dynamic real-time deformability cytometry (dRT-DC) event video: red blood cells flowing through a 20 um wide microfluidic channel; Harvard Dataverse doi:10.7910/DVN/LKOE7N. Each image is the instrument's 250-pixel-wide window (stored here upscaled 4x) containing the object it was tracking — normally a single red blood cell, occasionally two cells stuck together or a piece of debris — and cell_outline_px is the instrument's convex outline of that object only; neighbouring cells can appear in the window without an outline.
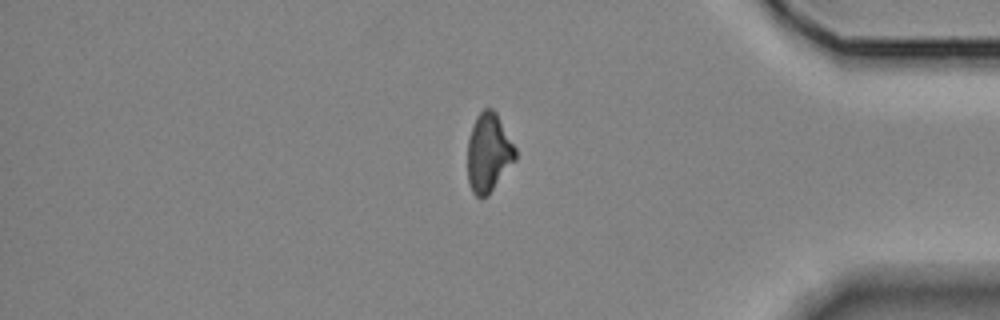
{"species": "Egyptian fruit bat (a non-hibernating species)", "species_latin": "Rousettus aegyptiacus", "temperature_condition": "room temperature", "stored_images_in_passage": 16, "segment_of_instrument_passage": [2, 2], "camera_frame_rate_fps": 3000, "um_per_image_px": 0.085, "animal": {"sex": "female"}, "frame": {"image": 1, "passage_image": 16, "time_ms": 19.0, "image_size_px": [1000, 320], "cell_outline_px": [[516, 160], [488, 196], [480, 200], [472, 192], [468, 184], [468, 140], [476, 116], [484, 108], [492, 108], [496, 112], [516, 148]], "centroid_in_image_um": [41.53, 13.02], "position_along_channel_um": 393.7, "area_um2": 22.14}}